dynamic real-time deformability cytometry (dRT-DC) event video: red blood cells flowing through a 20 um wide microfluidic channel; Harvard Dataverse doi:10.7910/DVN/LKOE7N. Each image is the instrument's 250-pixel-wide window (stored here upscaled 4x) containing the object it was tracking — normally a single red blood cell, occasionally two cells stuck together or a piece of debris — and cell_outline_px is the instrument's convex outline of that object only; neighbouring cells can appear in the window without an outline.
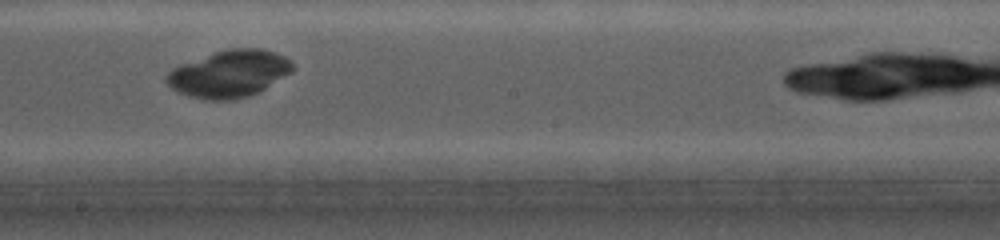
{"species": "common noctule bat (a hibernating species)", "species_latin": "Nyctalus noctula", "temperature_condition": "cold", "stored_images_in_passage": 15, "camera_frame_rate_fps": 5000, "um_per_image_px": 0.085, "animal": {"sex": "female", "body_mass_g": 19.0, "forearm_length_mm": 56.7}, "frame": {"image": 1, "passage_image": 5, "time_ms": 4.4, "image_size_px": [1000, 240], "cell_outline_px": [[296, 68], [292, 72], [264, 88], [248, 96], [236, 100], [204, 100], [180, 92], [172, 88], [164, 80], [164, 76], [172, 68], [180, 64], [228, 48], [260, 48], [276, 52], [292, 60]], "centroid_in_image_um": [19.5, 6.26], "position_along_channel_um": 228.7, "area_um2": 34.56}}
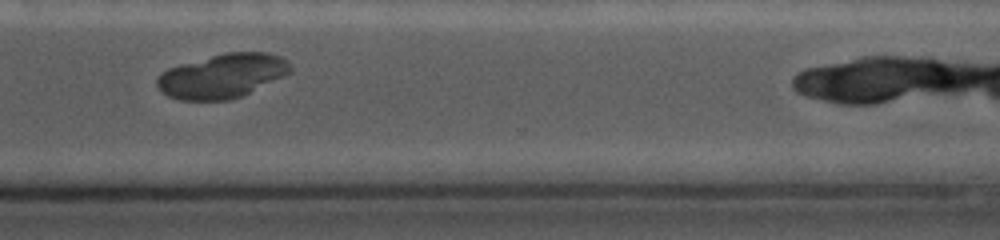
{"frame": {"image": 2, "passage_image": 11, "time_ms": 7.6, "image_size_px": [1000, 240], "cell_outline_px": [[292, 72], [284, 76], [232, 100], [180, 100], [168, 96], [160, 92], [156, 88], [156, 80], [160, 72], [168, 68], [180, 64], [224, 52], [268, 52], [280, 56], [288, 60], [292, 68]], "centroid_in_image_um": [18.88, 6.45], "position_along_channel_um": 351.7, "area_um2": 34.62}}
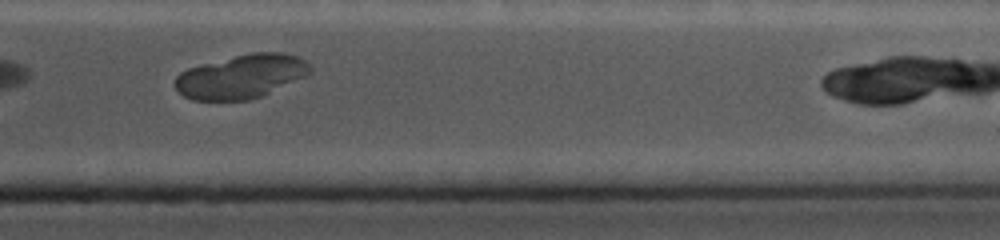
{"frame": {"image": 3, "passage_image": 13, "time_ms": 8.6, "image_size_px": [1000, 240], "cell_outline_px": [[312, 72], [308, 76], [260, 96], [248, 100], [192, 100], [184, 96], [176, 88], [176, 76], [180, 72], [188, 68], [252, 52], [284, 52], [300, 56], [312, 68]], "centroid_in_image_um": [20.56, 6.49], "position_along_channel_um": 390.8, "area_um2": 34.33}}